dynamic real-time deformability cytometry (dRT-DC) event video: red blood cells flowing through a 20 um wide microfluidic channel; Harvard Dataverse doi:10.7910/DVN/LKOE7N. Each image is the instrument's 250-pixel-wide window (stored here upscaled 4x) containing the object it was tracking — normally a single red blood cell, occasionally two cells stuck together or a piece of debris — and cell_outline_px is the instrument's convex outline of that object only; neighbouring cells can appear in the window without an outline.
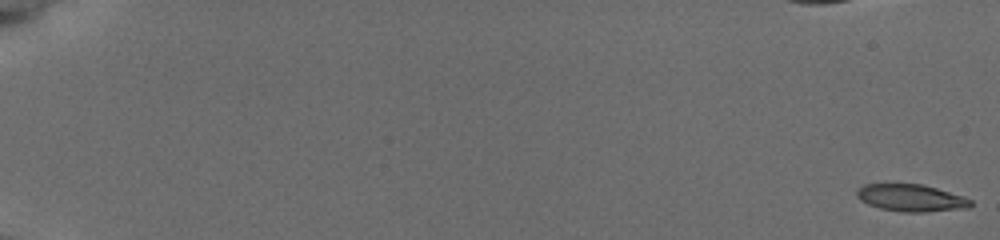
{"species": "common noctule bat (a hibernating species)", "species_latin": "Nyctalus noctula", "temperature_condition": "cold", "stored_images_in_passage": 35, "camera_frame_rate_fps": 3000, "um_per_image_px": 0.085, "animal": {"sex": "female", "body_mass_g": 19.5, "forearm_length_mm": 54.1}, "frame": {"image": 1, "passage_image": 1, "time_ms": 0.0, "image_size_px": [1000, 240], "cell_outline_px": [[972, 204], [968, 208], [924, 212], [904, 212], [880, 208], [868, 204], [860, 200], [856, 196], [856, 188], [864, 184], [924, 184], [964, 196], [972, 200]], "centroid_in_image_um": [77.44, 16.81], "position_along_channel_um": 7.6, "area_um2": 18.15}}